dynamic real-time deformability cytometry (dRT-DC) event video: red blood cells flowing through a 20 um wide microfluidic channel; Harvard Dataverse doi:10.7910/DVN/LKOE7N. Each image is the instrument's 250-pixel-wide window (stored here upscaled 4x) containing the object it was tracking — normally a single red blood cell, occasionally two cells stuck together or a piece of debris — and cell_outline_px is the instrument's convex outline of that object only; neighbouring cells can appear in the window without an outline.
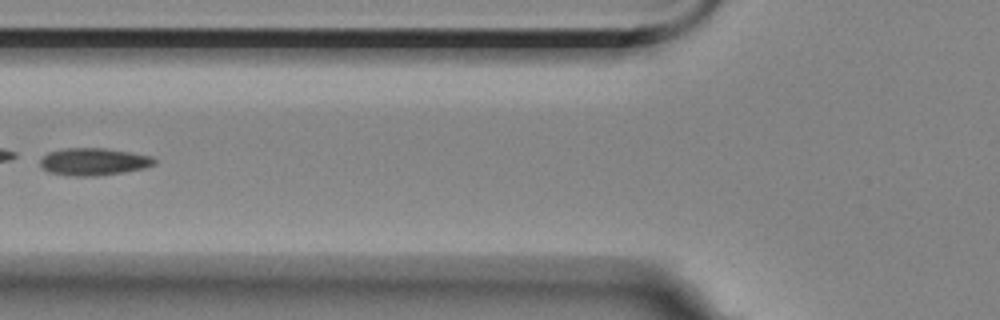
{"species": "Egyptian fruit bat (a non-hibernating species)", "species_latin": "Rousettus aegyptiacus", "temperature_condition": "room temperature", "stored_images_in_passage": 3, "camera_frame_rate_fps": 3000, "um_per_image_px": 0.085, "animal": {"sex": "female"}, "frame": {"image": 1, "passage_image": 3, "time_ms": 2.333, "image_size_px": [1000, 320], "cell_outline_px": [[156, 164], [144, 168], [124, 172], [96, 176], [76, 176], [48, 172], [40, 164], [40, 160], [48, 152], [64, 148], [104, 148], [152, 156], [156, 160]], "centroid_in_image_um": [7.97, 13.74], "position_along_channel_um": 117.8, "area_um2": 18.09}}